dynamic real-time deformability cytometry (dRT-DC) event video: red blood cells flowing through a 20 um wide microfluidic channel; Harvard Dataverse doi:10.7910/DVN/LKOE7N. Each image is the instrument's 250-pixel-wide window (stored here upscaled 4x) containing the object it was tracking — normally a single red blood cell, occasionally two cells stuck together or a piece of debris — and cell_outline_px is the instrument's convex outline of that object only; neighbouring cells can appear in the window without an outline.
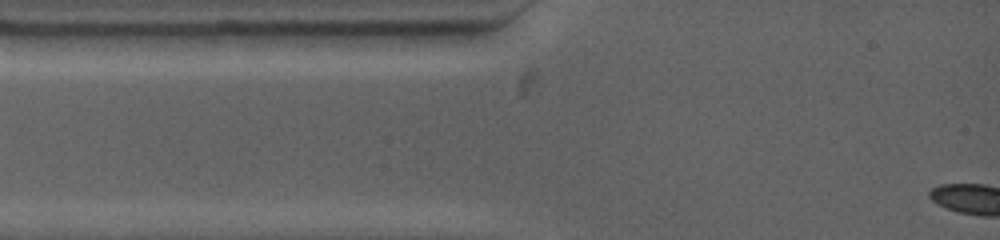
{"species": "common noctule bat (a hibernating species)", "species_latin": "Nyctalus noctula", "temperature_condition": "warm", "stored_images_in_passage": 2, "camera_frame_rate_fps": 4500, "um_per_image_px": 0.085, "animal": {"sex": "female", "body_mass_g": 19.0, "forearm_length_mm": 53.3}, "frame": {"image": 1, "passage_image": 2, "time_ms": 0.222, "image_size_px": [1000, 240], "cell_outline_px": [[464, 32], [444, 48], [348, 48], [332, 40], [320, 32]], "centroid_in_image_um": [33.44, 3.36], "position_along_channel_um": 51.6, "area_um2": 13.99}}